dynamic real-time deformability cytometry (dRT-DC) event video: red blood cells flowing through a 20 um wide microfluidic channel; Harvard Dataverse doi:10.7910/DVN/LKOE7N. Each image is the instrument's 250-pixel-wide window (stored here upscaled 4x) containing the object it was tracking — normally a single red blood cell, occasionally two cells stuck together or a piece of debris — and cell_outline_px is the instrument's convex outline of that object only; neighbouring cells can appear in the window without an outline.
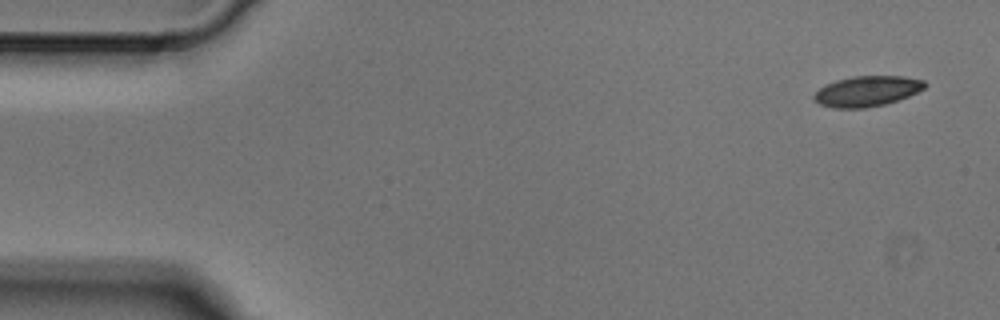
{"species": "Egyptian fruit bat (a non-hibernating species)", "species_latin": "Rousettus aegyptiacus", "temperature_condition": "cold", "stored_images_in_passage": 4, "segment_of_instrument_passage": [1, 2], "camera_frame_rate_fps": 3000, "um_per_image_px": 0.085, "animal": {"sex": "male"}, "frame": {"image": 1, "passage_image": 1, "time_ms": 0.0, "image_size_px": [1000, 320], "cell_outline_px": [[928, 84], [924, 88], [908, 96], [884, 104], [864, 108], [832, 108], [820, 104], [812, 96], [820, 88], [836, 80], [852, 76], [904, 76], [924, 80]], "centroid_in_image_um": [73.71, 7.74], "position_along_channel_um": 11.3, "area_um2": 19.48}}